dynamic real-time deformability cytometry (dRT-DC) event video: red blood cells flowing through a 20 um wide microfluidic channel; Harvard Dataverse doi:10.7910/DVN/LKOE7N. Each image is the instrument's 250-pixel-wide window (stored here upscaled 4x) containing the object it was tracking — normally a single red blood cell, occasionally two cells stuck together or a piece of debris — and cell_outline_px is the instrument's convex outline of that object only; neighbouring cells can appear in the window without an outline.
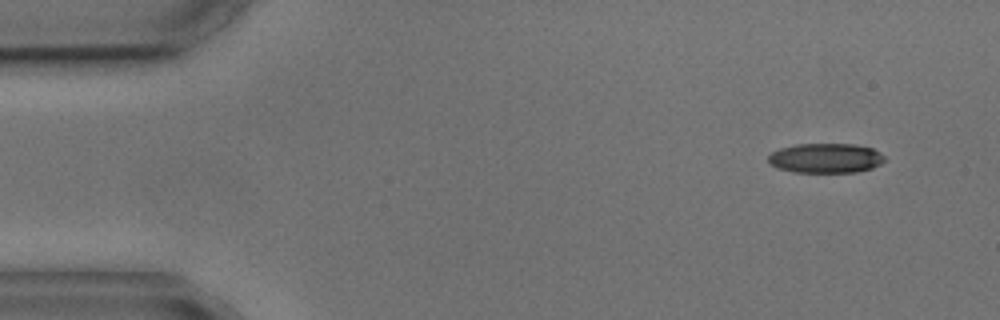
{"species": "common noctule bat (a hibernating species)", "species_latin": "Nyctalus noctula", "temperature_condition": "cold", "stored_images_in_passage": 4, "camera_frame_rate_fps": 3000, "um_per_image_px": 0.085, "animal": {"sex": "male", "body_mass_g": 17.9, "forearm_length_mm": 54.2}, "frame": {"image": 1, "passage_image": 1, "time_ms": 0.0, "image_size_px": [1000, 320], "cell_outline_px": [[884, 160], [880, 164], [872, 168], [856, 172], [792, 172], [776, 168], [768, 164], [768, 156], [772, 152], [780, 148], [796, 144], [852, 144], [872, 148], [880, 152], [884, 156]], "centroid_in_image_um": [70.14, 13.44], "position_along_channel_um": 14.9, "area_um2": 20.23}}
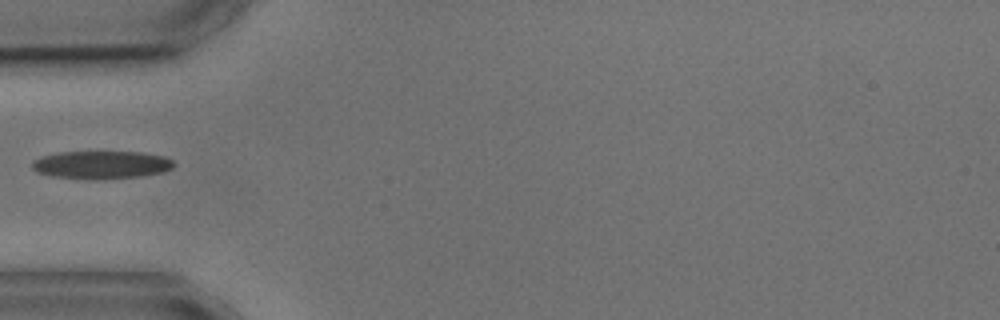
{"frame": {"image": 2, "passage_image": 4, "time_ms": 4.333, "image_size_px": [1000, 320], "cell_outline_px": [[176, 164], [172, 168], [164, 172], [140, 176], [100, 180], [92, 180], [52, 176], [36, 172], [32, 168], [32, 160], [40, 156], [60, 152], [140, 152], [164, 156], [172, 160]], "centroid_in_image_um": [8.6, 14.02], "position_along_channel_um": 76.4, "area_um2": 23.35}}